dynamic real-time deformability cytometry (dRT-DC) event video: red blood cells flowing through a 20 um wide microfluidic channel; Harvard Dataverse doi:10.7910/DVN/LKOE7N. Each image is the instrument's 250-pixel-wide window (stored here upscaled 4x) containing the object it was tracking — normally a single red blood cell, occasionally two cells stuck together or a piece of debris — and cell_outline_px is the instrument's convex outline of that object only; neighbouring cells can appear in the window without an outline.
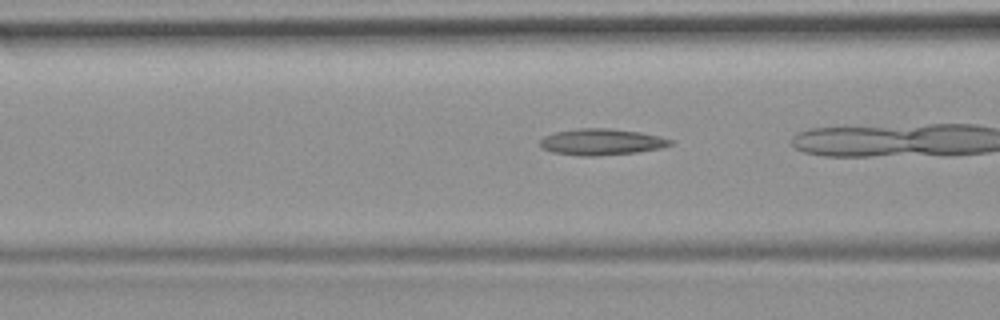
{"species": "common noctule bat (a hibernating species)", "species_latin": "Nyctalus noctula", "temperature_condition": "room temperature", "stored_images_in_passage": 38, "camera_frame_rate_fps": 3000, "um_per_image_px": 0.085, "animal": {"sex": "female", "body_mass_g": 19.9}, "frame": {"image": 1, "passage_image": 17, "time_ms": 5.333, "image_size_px": [1000, 320], "cell_outline_px": [[676, 140], [672, 144], [664, 148], [636, 152], [596, 156], [580, 156], [552, 152], [540, 148], [540, 140], [544, 136], [556, 132], [580, 128], [608, 128], [640, 132], [660, 136]], "centroid_in_image_um": [51.16, 12.07], "position_along_channel_um": 115.4, "area_um2": 20.17}}